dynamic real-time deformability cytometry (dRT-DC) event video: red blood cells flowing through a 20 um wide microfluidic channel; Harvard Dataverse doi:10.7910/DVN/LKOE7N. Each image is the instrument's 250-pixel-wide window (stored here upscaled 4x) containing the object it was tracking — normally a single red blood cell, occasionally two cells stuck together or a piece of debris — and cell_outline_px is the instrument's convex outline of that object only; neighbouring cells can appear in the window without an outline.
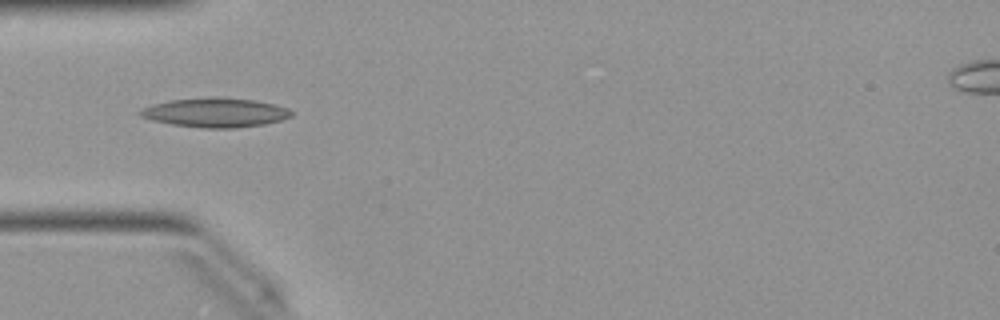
{"species": "Egyptian fruit bat (a non-hibernating species)", "species_latin": "Rousettus aegyptiacus", "temperature_condition": "warm", "stored_images_in_passage": 7, "camera_frame_rate_fps": 3000, "um_per_image_px": 0.085, "animal": {"sex": "female"}, "frame": {"image": 1, "passage_image": 1, "time_ms": 0.0, "image_size_px": [1000, 320], "cell_outline_px": [[292, 116], [280, 120], [264, 124], [236, 128], [200, 128], [172, 124], [152, 120], [140, 116], [136, 112], [140, 108], [152, 104], [168, 100], [208, 96], [216, 96], [252, 100], [272, 104], [288, 108], [292, 112]], "centroid_in_image_um": [18.23, 9.56], "position_along_channel_um": 66.8, "area_um2": 26.07}}
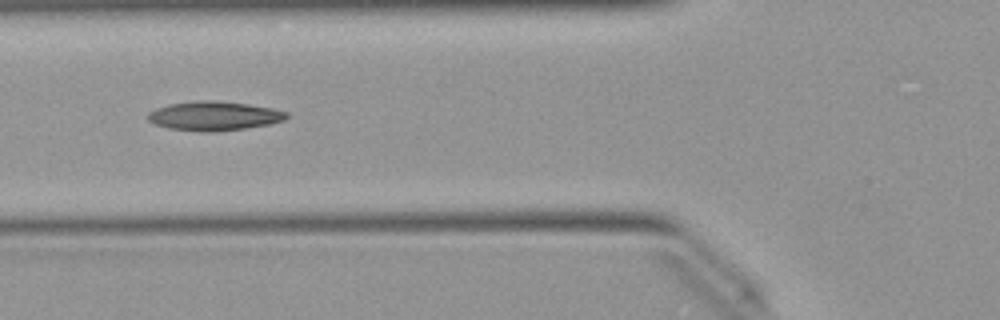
{"frame": {"image": 2, "passage_image": 4, "time_ms": 1.0, "image_size_px": [1000, 320], "cell_outline_px": [[288, 116], [284, 120], [268, 124], [244, 128], [212, 132], [200, 132], [168, 128], [156, 124], [148, 120], [144, 116], [148, 112], [156, 108], [168, 104], [196, 100], [212, 100], [248, 104], [272, 108], [288, 112]], "centroid_in_image_um": [18.14, 9.85], "position_along_channel_um": 107.7, "area_um2": 23.64}}